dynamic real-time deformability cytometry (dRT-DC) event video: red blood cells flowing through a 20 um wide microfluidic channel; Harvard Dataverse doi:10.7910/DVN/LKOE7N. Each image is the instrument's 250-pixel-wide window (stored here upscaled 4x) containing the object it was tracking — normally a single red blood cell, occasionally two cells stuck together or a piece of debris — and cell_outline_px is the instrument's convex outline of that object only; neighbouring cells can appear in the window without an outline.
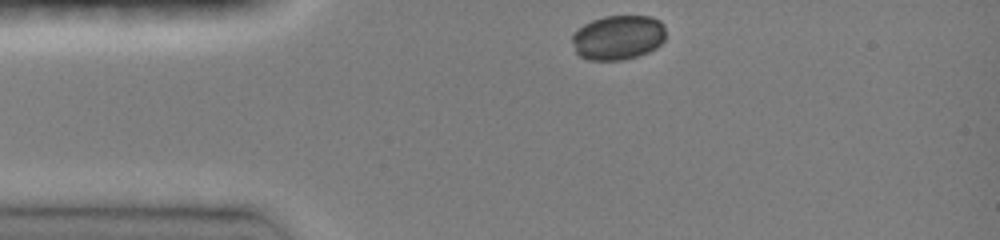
{"species": "common noctule bat (a hibernating species)", "species_latin": "Nyctalus noctula", "temperature_condition": "room temperature", "stored_images_in_passage": 33, "camera_frame_rate_fps": 3000, "um_per_image_px": 0.085, "animal": {"sex": "female", "body_mass_g": 19.0, "forearm_length_mm": 51.5}, "frame": {"image": 1, "passage_image": 1, "time_ms": 0.0, "image_size_px": [1000, 240], "cell_outline_px": [[664, 40], [656, 48], [648, 52], [624, 60], [588, 60], [580, 56], [576, 52], [572, 40], [572, 36], [584, 24], [592, 20], [604, 16], [652, 16], [660, 20], [664, 24]], "centroid_in_image_um": [52.55, 3.18], "position_along_channel_um": 32.4, "area_um2": 24.33}}
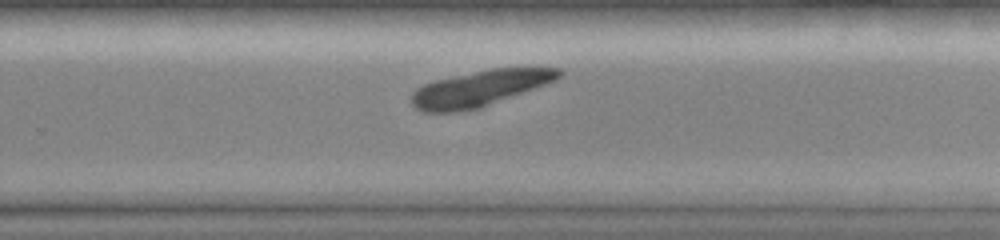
{"frame": {"image": 2, "passage_image": 23, "time_ms": 7.333, "image_size_px": [1000, 240], "cell_outline_px": [[564, 72], [556, 80], [480, 108], [452, 112], [420, 112], [412, 104], [412, 92], [416, 88], [424, 84], [436, 80], [492, 68], [560, 68]], "centroid_in_image_um": [40.77, 7.52], "position_along_channel_um": 289.0, "area_um2": 30.35}}
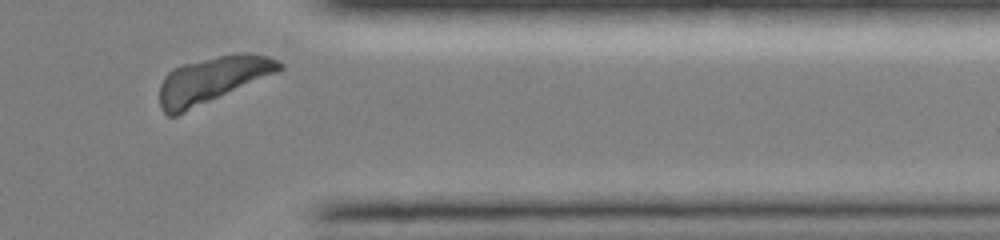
{"frame": {"image": 3, "passage_image": 31, "time_ms": 10.0, "image_size_px": [1000, 240], "cell_outline_px": [[284, 68], [276, 72], [176, 116], [168, 116], [160, 108], [160, 84], [164, 76], [172, 68], [184, 64], [236, 52], [248, 52], [268, 56], [284, 64]], "centroid_in_image_um": [18.02, 6.77], "position_along_channel_um": 393.4, "area_um2": 31.91}}